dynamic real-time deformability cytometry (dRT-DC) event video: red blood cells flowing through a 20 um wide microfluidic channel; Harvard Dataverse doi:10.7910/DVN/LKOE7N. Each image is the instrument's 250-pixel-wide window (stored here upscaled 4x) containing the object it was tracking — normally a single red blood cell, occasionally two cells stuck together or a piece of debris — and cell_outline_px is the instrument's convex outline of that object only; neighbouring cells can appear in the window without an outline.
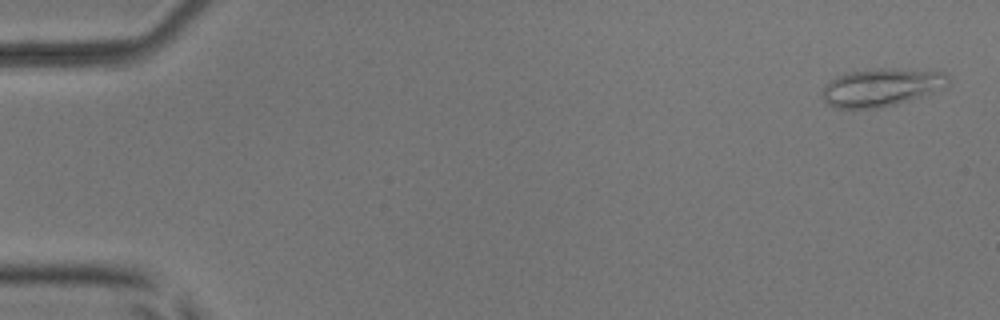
{"species": "common noctule bat (a hibernating species)", "species_latin": "Nyctalus noctula", "temperature_condition": "room temperature", "stored_images_in_passage": 5, "camera_frame_rate_fps": 3000, "um_per_image_px": 0.085, "animal": {"sex": "male", "body_mass_g": 17.9, "forearm_length_mm": 54.2}, "frame": {"image": 1, "passage_image": 1, "time_ms": 0.0, "image_size_px": [1000, 320], "cell_outline_px": [[948, 88], [924, 96], [896, 104], [880, 108], [836, 108], [828, 104], [824, 100], [824, 88], [828, 80], [844, 72], [872, 68], [892, 68], [944, 72], [948, 76]], "centroid_in_image_um": [74.95, 7.41], "position_along_channel_um": 10.1, "area_um2": 28.21}}